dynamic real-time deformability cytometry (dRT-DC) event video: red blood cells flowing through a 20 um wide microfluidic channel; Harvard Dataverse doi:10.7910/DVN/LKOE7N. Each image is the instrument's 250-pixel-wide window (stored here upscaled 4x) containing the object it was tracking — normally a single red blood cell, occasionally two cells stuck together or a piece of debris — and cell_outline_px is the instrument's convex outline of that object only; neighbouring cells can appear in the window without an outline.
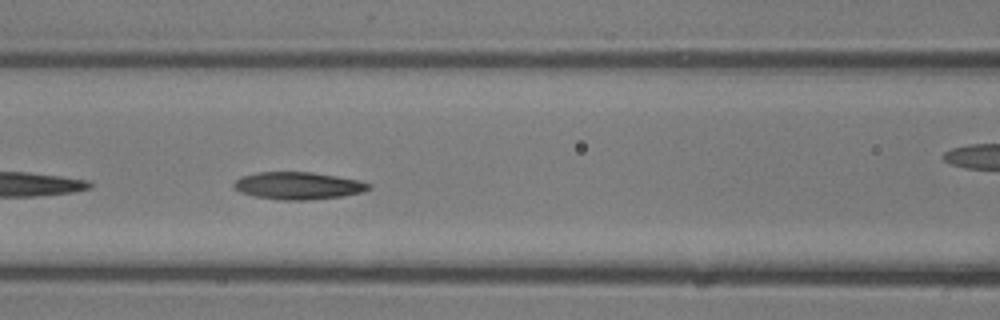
{"species": "common noctule bat (a hibernating species)", "species_latin": "Nyctalus noctula", "temperature_condition": "room temperature", "stored_images_in_passage": 17, "camera_frame_rate_fps": 3000, "um_per_image_px": 0.085, "animal": {"sex": "male", "body_mass_g": 13.3}, "frame": {"image": 1, "passage_image": 12, "time_ms": 3.667, "image_size_px": [1000, 320], "cell_outline_px": [[372, 188], [364, 192], [344, 196], [304, 200], [280, 200], [256, 196], [240, 192], [232, 184], [240, 176], [256, 172], [312, 172], [360, 180], [372, 184]], "centroid_in_image_um": [25.38, 15.78], "position_along_channel_um": 141.2, "area_um2": 21.62}}